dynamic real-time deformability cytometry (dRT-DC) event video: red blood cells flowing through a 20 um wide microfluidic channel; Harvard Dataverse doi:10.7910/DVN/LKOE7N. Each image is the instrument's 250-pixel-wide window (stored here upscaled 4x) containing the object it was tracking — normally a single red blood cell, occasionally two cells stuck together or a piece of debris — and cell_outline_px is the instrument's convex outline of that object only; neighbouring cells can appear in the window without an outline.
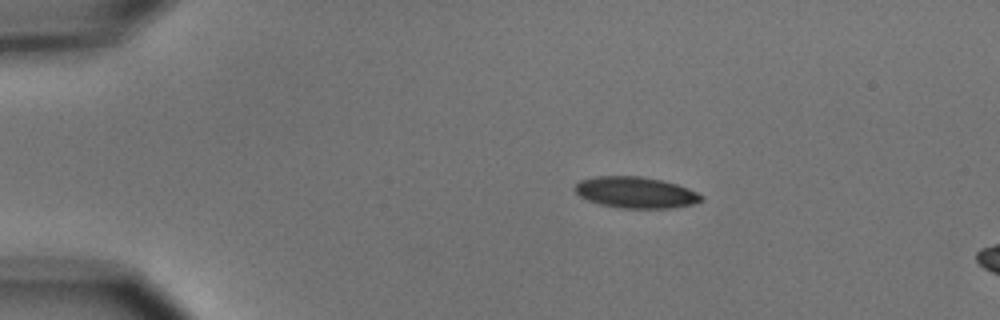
{"species": "common noctule bat (a hibernating species)", "species_latin": "Nyctalus noctula", "temperature_condition": "cold", "stored_images_in_passage": 4, "camera_frame_rate_fps": 3000, "um_per_image_px": 0.085, "animal": {"sex": "male", "body_mass_g": 15.6}, "frame": {"image": 1, "passage_image": 1, "time_ms": 0.0, "image_size_px": [1000, 320], "cell_outline_px": [[704, 200], [692, 204], [668, 208], [620, 208], [600, 204], [588, 200], [580, 196], [572, 188], [580, 180], [596, 176], [640, 176], [660, 180], [676, 184], [688, 188], [704, 196]], "centroid_in_image_um": [54.02, 16.36], "position_along_channel_um": 31.0, "area_um2": 22.95}}
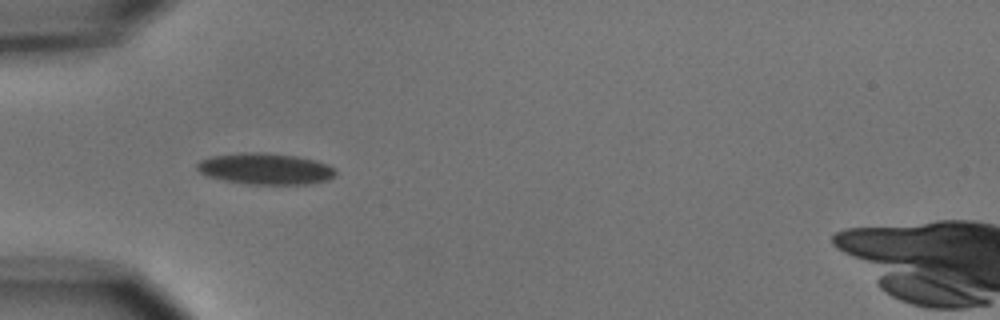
{"frame": {"image": 2, "passage_image": 3, "time_ms": 2.333, "image_size_px": [1000, 320], "cell_outline_px": [[336, 176], [328, 180], [308, 184], [244, 184], [224, 180], [208, 176], [200, 172], [196, 168], [196, 164], [200, 160], [212, 156], [240, 152], [260, 152], [296, 156], [316, 160], [328, 164], [336, 168]], "centroid_in_image_um": [22.58, 14.35], "position_along_channel_um": 62.4, "area_um2": 25.49}}
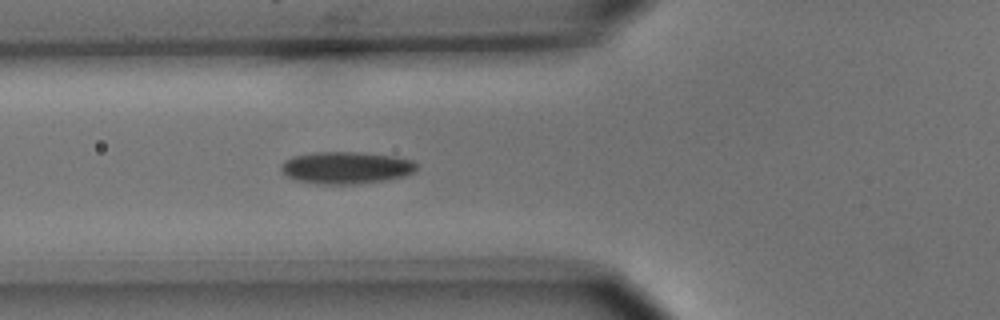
{"frame": {"image": 3, "passage_image": 4, "time_ms": 3.333, "image_size_px": [1000, 320], "cell_outline_px": [[416, 172], [404, 176], [388, 180], [356, 184], [324, 184], [296, 180], [288, 176], [280, 168], [280, 164], [284, 160], [292, 156], [312, 152], [360, 152], [392, 156], [412, 160], [416, 164]], "centroid_in_image_um": [29.42, 14.25], "position_along_channel_um": 96.4, "area_um2": 25.43}}